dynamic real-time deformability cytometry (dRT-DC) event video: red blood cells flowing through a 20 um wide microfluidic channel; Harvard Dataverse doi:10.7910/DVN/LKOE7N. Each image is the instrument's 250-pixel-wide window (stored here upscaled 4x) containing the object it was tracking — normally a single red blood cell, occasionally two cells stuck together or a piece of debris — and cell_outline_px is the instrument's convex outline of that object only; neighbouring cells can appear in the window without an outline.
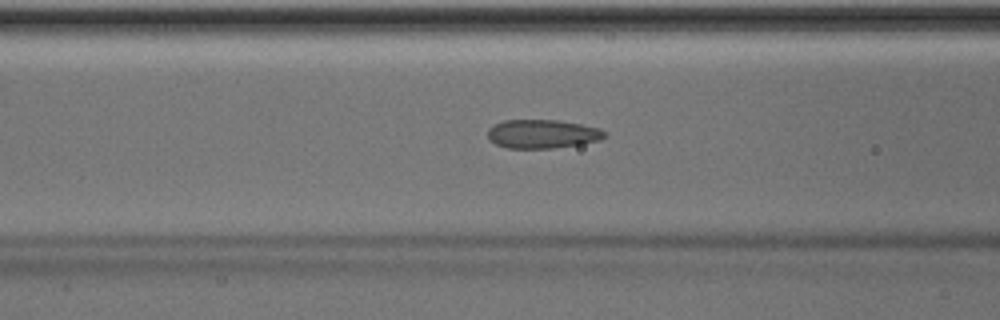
{"species": "Egyptian fruit bat (a non-hibernating species)", "species_latin": "Rousettus aegyptiacus", "temperature_condition": "room temperature", "stored_images_in_passage": 40, "camera_frame_rate_fps": 3000, "um_per_image_px": 0.085, "animal": {"sex": "male"}, "frame": {"image": 1, "passage_image": 10, "time_ms": 3.0, "image_size_px": [1000, 320], "cell_outline_px": [[608, 136], [600, 140], [580, 144], [552, 148], [508, 148], [496, 144], [488, 140], [488, 128], [504, 120], [556, 120], [580, 124], [600, 128]], "centroid_in_image_um": [46.1, 11.38], "position_along_channel_um": 120.5, "area_um2": 19.54}}
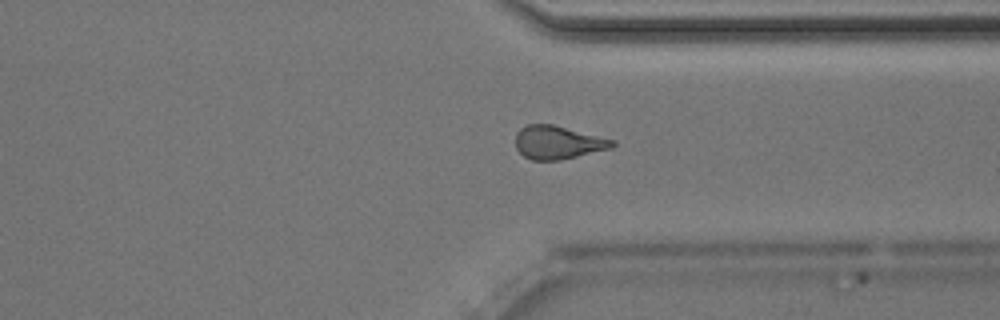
{"frame": {"image": 2, "passage_image": 28, "time_ms": 9.0, "image_size_px": [1000, 320], "cell_outline_px": [[616, 144], [612, 148], [560, 160], [532, 160], [524, 156], [516, 148], [516, 132], [520, 128], [528, 124], [552, 124], [616, 140]], "centroid_in_image_um": [47.43, 12.1], "position_along_channel_um": 364.0, "area_um2": 18.79}}
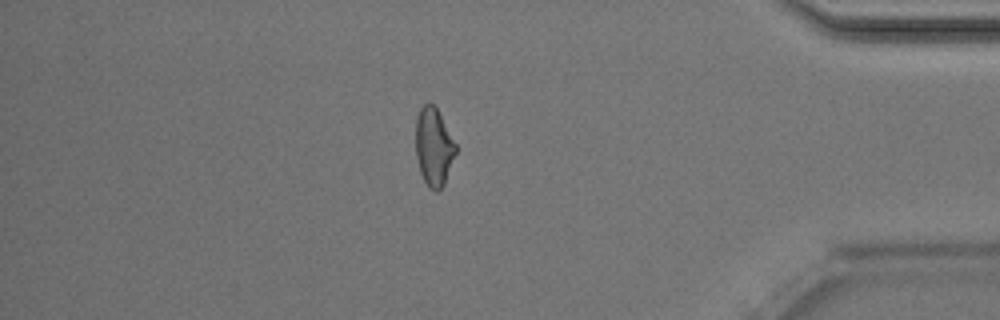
{"frame": {"image": 3, "passage_image": 33, "time_ms": 10.667, "image_size_px": [1000, 320], "cell_outline_px": [[456, 152], [444, 184], [436, 192], [428, 188], [420, 172], [416, 156], [416, 116], [420, 108], [424, 104], [432, 104], [436, 108], [456, 144]], "centroid_in_image_um": [36.85, 12.5], "position_along_channel_um": 398.3, "area_um2": 17.98}, "authors_computed_cell_mechanics": {"area_um2": 19.0162, "velocity_mm_per_s": 4.0522, "shape_relaxation_time_tau1_ms": 10.6411, "shape_relaxation_time_tau2_ms": 1.726, "deformation_change_tau1": 0.1826, "deformation_change_tau2": 0.086}}